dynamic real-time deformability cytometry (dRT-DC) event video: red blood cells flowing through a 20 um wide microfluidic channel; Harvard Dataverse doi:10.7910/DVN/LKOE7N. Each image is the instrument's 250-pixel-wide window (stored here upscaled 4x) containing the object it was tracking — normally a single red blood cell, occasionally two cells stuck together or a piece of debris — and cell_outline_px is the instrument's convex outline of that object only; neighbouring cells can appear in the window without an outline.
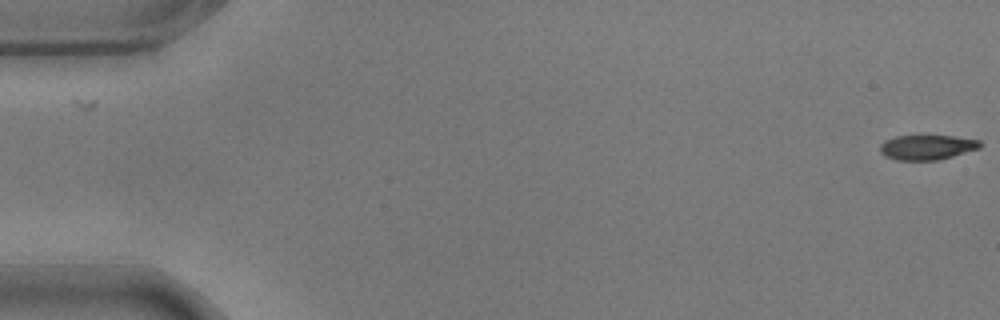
{"species": "common noctule bat (a hibernating species)", "species_latin": "Nyctalus noctula", "temperature_condition": "warm", "stored_images_in_passage": 58, "camera_frame_rate_fps": 3000, "um_per_image_px": 0.085, "animal": {"sex": "male", "body_mass_g": 17.9}, "frame": {"image": 1, "passage_image": 1, "time_ms": 0.0, "image_size_px": [1000, 320], "cell_outline_px": [[984, 144], [980, 148], [952, 156], [936, 160], [896, 160], [884, 156], [880, 152], [880, 144], [884, 140], [896, 136], [952, 136], [980, 140]], "centroid_in_image_um": [78.79, 12.52], "position_along_channel_um": 6.2, "area_um2": 14.51}}
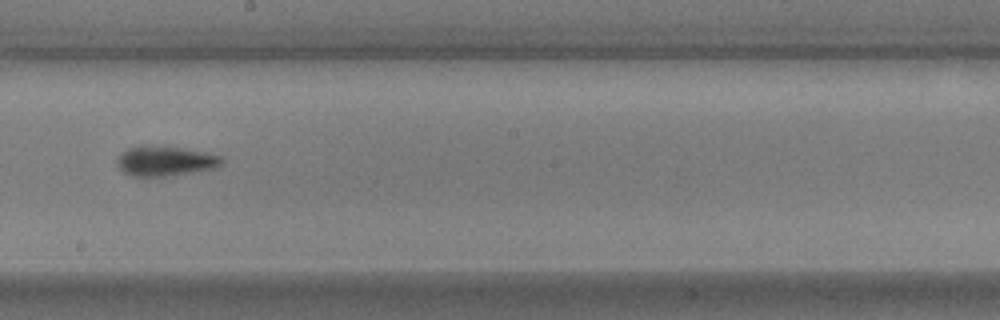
{"frame": {"image": 2, "passage_image": 33, "time_ms": 10.667, "image_size_px": [1000, 320], "cell_outline_px": [[224, 164], [216, 168], [164, 176], [132, 176], [124, 172], [116, 164], [116, 160], [128, 148], [180, 148], [204, 152], [220, 156], [224, 160]], "centroid_in_image_um": [14.1, 13.73], "position_along_channel_um": 234.1, "area_um2": 17.34}}
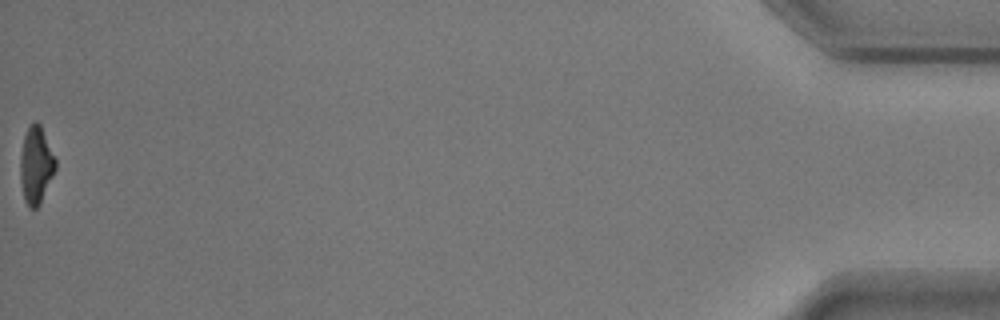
{"frame": {"image": 3, "passage_image": 58, "time_ms": 19.0, "image_size_px": [1000, 320], "cell_outline_px": [[56, 168], [40, 204], [36, 208], [28, 208], [24, 200], [20, 180], [20, 156], [24, 136], [32, 120], [36, 120], [40, 124], [56, 160]], "centroid_in_image_um": [3.04, 14.04], "position_along_channel_um": 432.2, "area_um2": 15.84}, "authors_computed_cell_mechanics": {"area_um2": 16.5019, "velocity_mm_per_s": 3.5474, "shape_relaxation_time_tau1_ms": 3.2379, "shape_relaxation_time_tau2_ms": 3.9257, "deformation_change_tau1": 0.1826, "deformation_change_tau2": 0.1365}}